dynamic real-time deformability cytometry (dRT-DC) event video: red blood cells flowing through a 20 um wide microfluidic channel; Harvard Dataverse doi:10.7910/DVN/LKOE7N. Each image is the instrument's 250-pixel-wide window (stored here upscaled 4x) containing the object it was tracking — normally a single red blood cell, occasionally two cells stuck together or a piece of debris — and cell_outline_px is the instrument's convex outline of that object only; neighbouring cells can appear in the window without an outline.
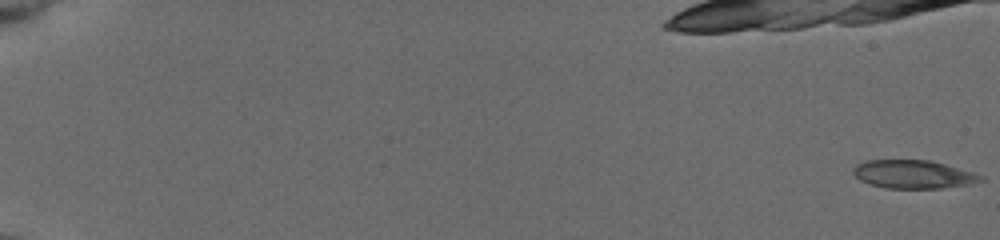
{"species": "common noctule bat (a hibernating species)", "species_latin": "Nyctalus noctula", "temperature_condition": "cold", "stored_images_in_passage": 15, "camera_frame_rate_fps": 3000, "um_per_image_px": 0.085, "animal": {"sex": "female", "body_mass_g": 19.5, "forearm_length_mm": 54.1}, "frame": {"image": 1, "passage_image": 1, "time_ms": 0.0, "image_size_px": [1000, 240], "cell_outline_px": [[984, 180], [968, 184], [940, 188], [884, 188], [860, 180], [852, 172], [852, 168], [856, 164], [864, 160], [928, 160], [944, 164], [972, 172], [984, 176]], "centroid_in_image_um": [77.59, 14.81], "position_along_channel_um": 7.4, "area_um2": 20.87}}
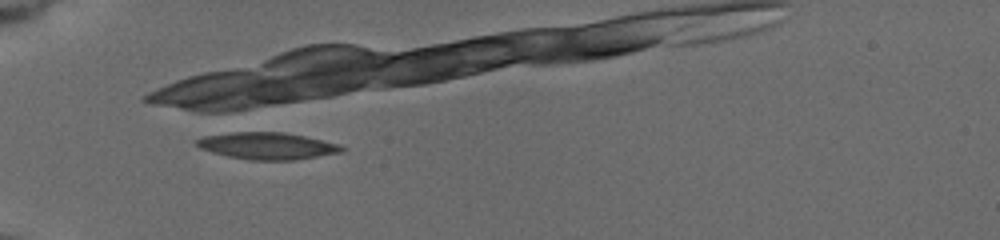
{"frame": {"image": 2, "passage_image": 15, "time_ms": 6.667, "image_size_px": [1000, 240], "cell_outline_px": [[344, 148], [340, 152], [296, 160], [252, 160], [228, 156], [212, 152], [200, 148], [196, 144], [196, 140], [204, 136], [232, 132], [284, 132], [304, 136], [336, 144]], "centroid_in_image_um": [22.67, 12.4], "position_along_channel_um": 62.3, "area_um2": 22.37}}